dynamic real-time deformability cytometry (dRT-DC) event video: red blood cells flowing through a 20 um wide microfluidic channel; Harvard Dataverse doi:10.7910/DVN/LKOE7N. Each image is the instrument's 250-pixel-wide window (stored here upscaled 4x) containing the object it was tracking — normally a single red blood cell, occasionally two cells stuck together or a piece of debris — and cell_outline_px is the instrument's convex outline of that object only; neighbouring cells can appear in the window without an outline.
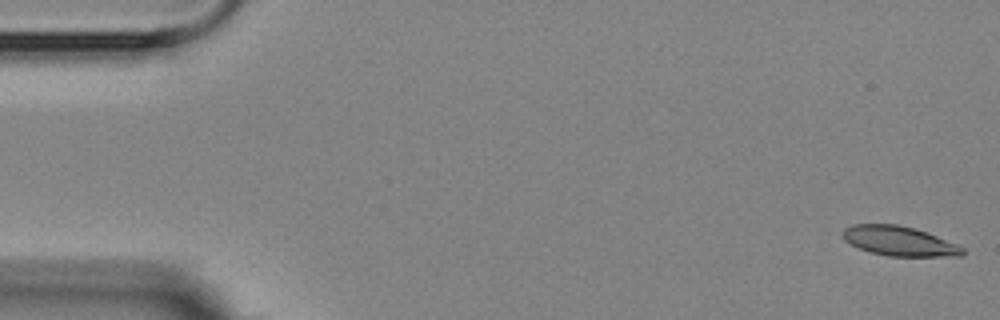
{"species": "Egyptian fruit bat (a non-hibernating species)", "species_latin": "Rousettus aegyptiacus", "temperature_condition": "room temperature", "stored_images_in_passage": 15, "camera_frame_rate_fps": 3000, "um_per_image_px": 0.085, "animal": {"sex": "female"}, "frame": {"image": 1, "passage_image": 1, "time_ms": 0.0, "image_size_px": [1000, 320], "cell_outline_px": [[964, 256], [888, 256], [872, 252], [860, 248], [844, 240], [840, 236], [840, 232], [844, 228], [852, 224], [896, 224], [912, 228], [960, 244], [964, 248]], "centroid_in_image_um": [76.43, 20.49], "position_along_channel_um": 8.6, "area_um2": 20.69}}
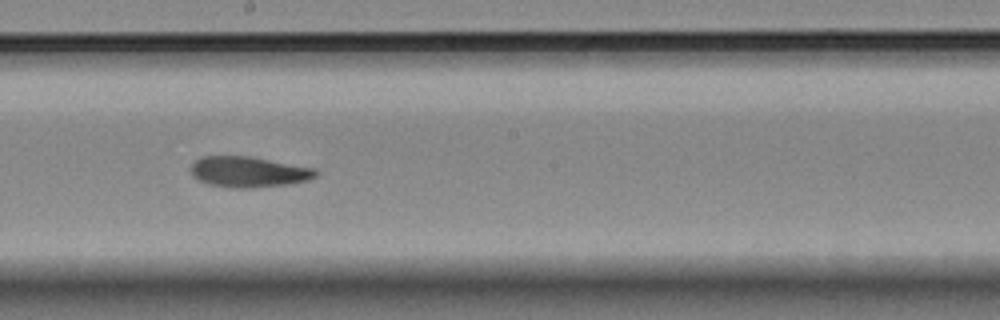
{"frame": {"image": 2, "passage_image": 8, "time_ms": 9.667, "image_size_px": [1000, 320], "cell_outline_px": [[320, 172], [316, 176], [308, 180], [288, 184], [252, 188], [232, 188], [208, 184], [192, 176], [192, 164], [200, 156], [248, 156], [316, 168]], "centroid_in_image_um": [21.15, 14.61], "position_along_channel_um": 227.0, "area_um2": 22.37}}
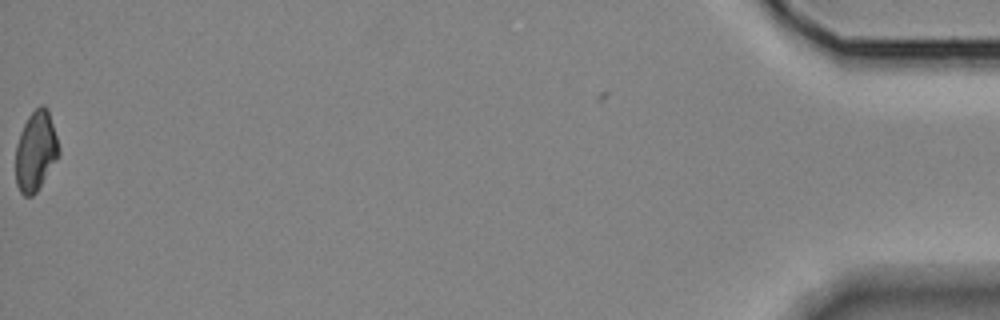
{"frame": {"image": 3, "passage_image": 15, "time_ms": 22.0, "image_size_px": [1000, 320], "cell_outline_px": [[60, 156], [36, 192], [32, 196], [24, 196], [20, 192], [16, 184], [16, 144], [20, 132], [28, 116], [40, 104], [44, 104], [48, 108], [60, 148]], "centroid_in_image_um": [3.05, 12.83], "position_along_channel_um": 432.1, "area_um2": 20.29}, "authors_computed_cell_mechanics": {"area_um2": 22.0218, "velocity_mm_per_s": 3.5966, "shape_relaxation_time_tau1_ms": null, "shape_relaxation_time_tau2_ms": 9.4204, "deformation_change_tau1": null, "deformation_change_tau2": 0.1673}}